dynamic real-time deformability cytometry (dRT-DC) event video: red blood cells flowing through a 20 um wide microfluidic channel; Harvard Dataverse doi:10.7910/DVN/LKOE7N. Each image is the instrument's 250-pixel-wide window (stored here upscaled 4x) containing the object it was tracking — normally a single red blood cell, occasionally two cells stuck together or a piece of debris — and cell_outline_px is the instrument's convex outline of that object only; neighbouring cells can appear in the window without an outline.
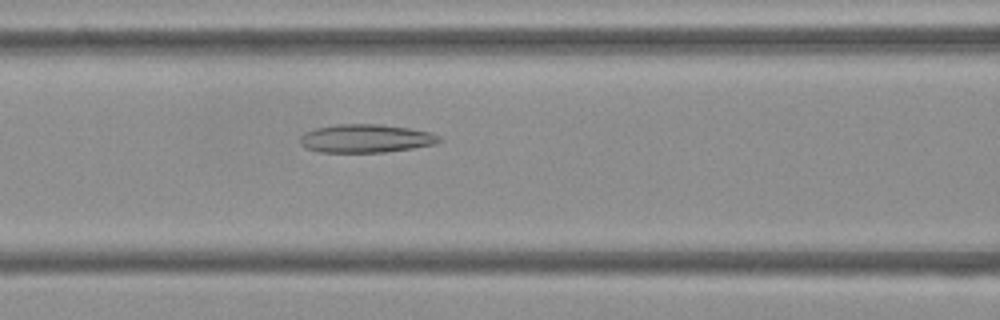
{"species": "Egyptian fruit bat (a non-hibernating species)", "species_latin": "Rousettus aegyptiacus", "temperature_condition": "cold", "stored_images_in_passage": 34, "camera_frame_rate_fps": 3000, "um_per_image_px": 0.085, "frame": {"image": 1, "passage_image": 7, "time_ms": 2.0, "image_size_px": [1000, 320], "cell_outline_px": [[444, 140], [436, 144], [412, 148], [384, 152], [320, 152], [308, 148], [300, 144], [300, 136], [304, 132], [316, 128], [336, 124], [380, 124], [408, 128], [432, 132], [440, 136]], "centroid_in_image_um": [31.13, 11.76], "position_along_channel_um": 135.5, "area_um2": 23.06}}
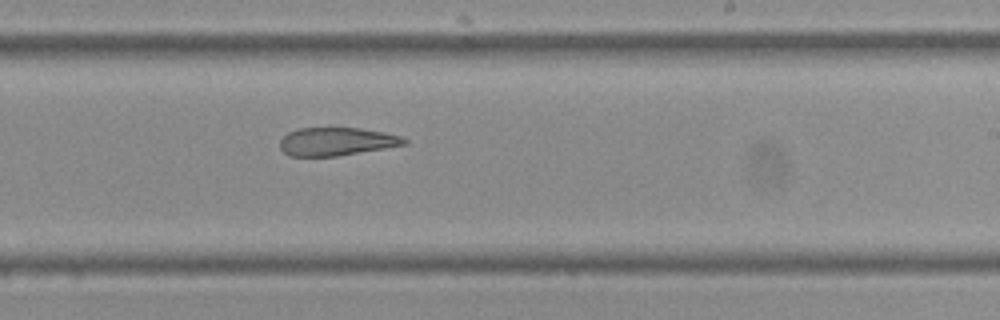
{"frame": {"image": 2, "passage_image": 17, "time_ms": 5.333, "image_size_px": [1000, 320], "cell_outline_px": [[408, 144], [336, 156], [288, 156], [280, 148], [280, 140], [288, 132], [296, 128], [360, 128], [384, 132], [400, 136], [408, 140]], "centroid_in_image_um": [28.59, 12.02], "position_along_channel_um": 260.4, "area_um2": 20.35}}
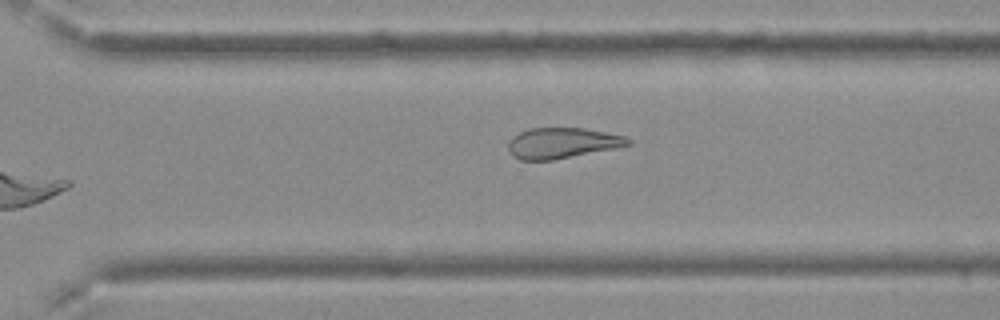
{"frame": {"image": 3, "passage_image": 22, "time_ms": 7.0, "image_size_px": [1000, 320], "cell_outline_px": [[632, 144], [616, 148], [552, 160], [520, 160], [512, 156], [508, 152], [508, 140], [512, 136], [528, 128], [584, 128], [624, 136], [632, 140]], "centroid_in_image_um": [47.74, 12.16], "position_along_channel_um": 322.9, "area_um2": 21.5}, "authors_computed_cell_mechanics": {"area_um2": 22.3975, "velocity_mm_per_s": 3.755, "shape_relaxation_time_tau1_ms": null, "shape_relaxation_time_tau2_ms": 4.9601, "deformation_change_tau1": null, "deformation_change_tau2": 0.1467}}